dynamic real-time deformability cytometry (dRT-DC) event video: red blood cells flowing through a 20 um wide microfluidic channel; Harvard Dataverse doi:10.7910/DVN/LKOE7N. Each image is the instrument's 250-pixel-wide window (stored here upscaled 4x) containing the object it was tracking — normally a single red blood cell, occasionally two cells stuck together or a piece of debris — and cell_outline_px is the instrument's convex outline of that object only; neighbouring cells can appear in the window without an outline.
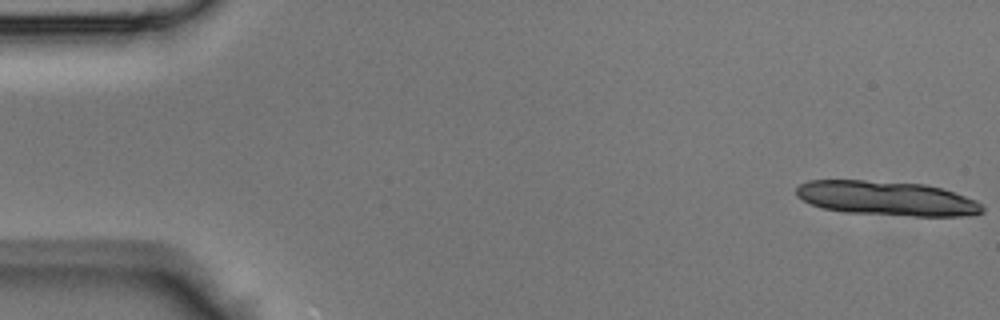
{"species": "Egyptian fruit bat (a non-hibernating species)", "species_latin": "Rousettus aegyptiacus", "temperature_condition": "room temperature", "stored_images_in_passage": 8, "camera_frame_rate_fps": 3000, "um_per_image_px": 0.085, "animal": {"sex": "male"}, "frame": {"image": 1, "passage_image": 1, "time_ms": 0.0, "image_size_px": [1000, 320], "cell_outline_px": [[984, 212], [976, 216], [916, 216], [844, 212], [824, 208], [812, 204], [796, 196], [796, 188], [800, 184], [808, 180], [864, 180], [924, 184], [940, 188], [976, 200], [984, 208]], "centroid_in_image_um": [75.39, 16.86], "position_along_channel_um": 9.6, "area_um2": 37.28}}